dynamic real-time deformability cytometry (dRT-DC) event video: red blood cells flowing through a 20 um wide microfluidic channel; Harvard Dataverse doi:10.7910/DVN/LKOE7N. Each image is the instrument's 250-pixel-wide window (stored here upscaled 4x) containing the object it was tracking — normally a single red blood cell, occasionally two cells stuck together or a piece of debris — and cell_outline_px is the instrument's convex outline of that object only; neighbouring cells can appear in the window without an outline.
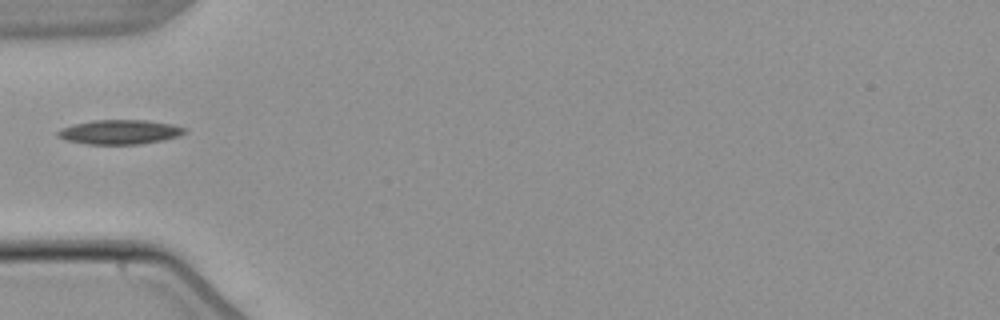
{"species": "common noctule bat (a hibernating species)", "species_latin": "Nyctalus noctula", "temperature_condition": "warm", "stored_images_in_passage": 3, "camera_frame_rate_fps": 3000, "um_per_image_px": 0.085, "animal": {"sex": "male", "body_mass_g": 21.5, "forearm_length_mm": 52.0}, "frame": {"image": 1, "passage_image": 2, "time_ms": 1.333, "image_size_px": [1000, 320], "cell_outline_px": [[188, 128], [180, 136], [140, 144], [88, 144], [64, 140], [56, 136], [56, 132], [60, 128], [72, 124], [92, 120], [148, 120], [172, 124]], "centroid_in_image_um": [10.13, 11.21], "position_along_channel_um": 74.9, "area_um2": 18.21}}
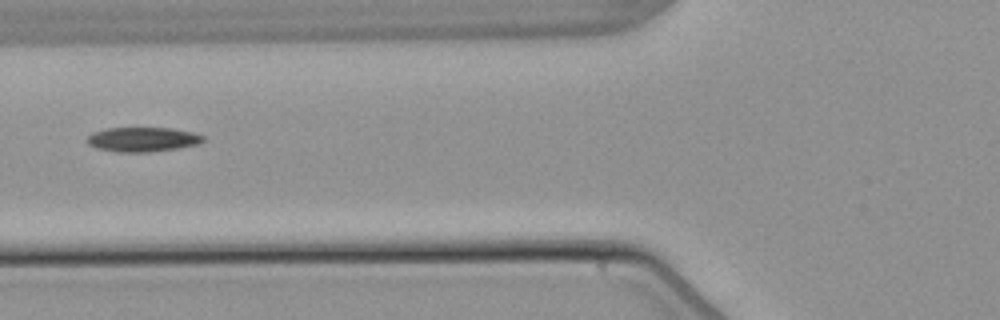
{"frame": {"image": 2, "passage_image": 3, "time_ms": 2.333, "image_size_px": [1000, 320], "cell_outline_px": [[208, 140], [200, 144], [180, 148], [148, 152], [116, 152], [96, 148], [88, 144], [84, 140], [92, 132], [108, 128], [172, 128], [192, 132], [204, 136]], "centroid_in_image_um": [12.15, 11.85], "position_along_channel_um": 113.7, "area_um2": 16.88}}